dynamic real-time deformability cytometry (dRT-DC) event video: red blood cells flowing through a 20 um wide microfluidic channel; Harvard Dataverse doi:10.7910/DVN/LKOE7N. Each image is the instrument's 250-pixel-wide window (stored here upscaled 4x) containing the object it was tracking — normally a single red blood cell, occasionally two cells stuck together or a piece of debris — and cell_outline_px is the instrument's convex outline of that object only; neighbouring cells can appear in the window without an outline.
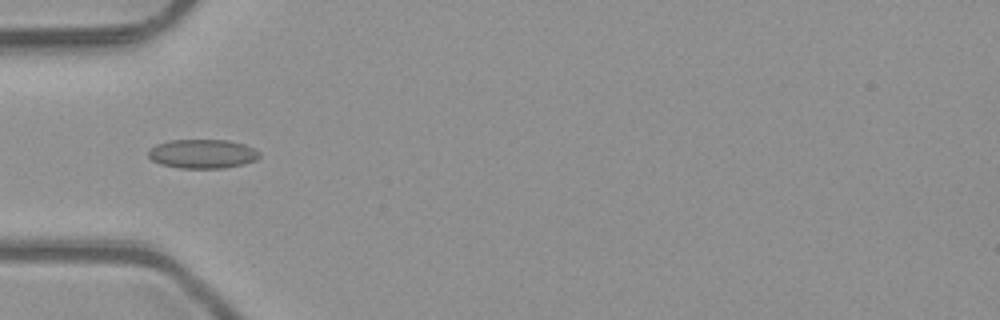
{"species": "common noctule bat (a hibernating species)", "species_latin": "Nyctalus noctula", "temperature_condition": "room temperature", "stored_images_in_passage": 4, "camera_frame_rate_fps": 3000, "um_per_image_px": 0.085, "animal": {"sex": "male", "body_mass_g": 23.1, "forearm_length_mm": 52.7}, "frame": {"image": 1, "passage_image": 3, "time_ms": 0.667, "image_size_px": [1000, 320], "cell_outline_px": [[260, 156], [256, 160], [244, 164], [224, 168], [180, 168], [160, 164], [152, 160], [148, 156], [148, 152], [156, 144], [172, 140], [228, 140], [244, 144], [260, 152]], "centroid_in_image_um": [17.22, 13.08], "position_along_channel_um": 67.8, "area_um2": 18.79}}
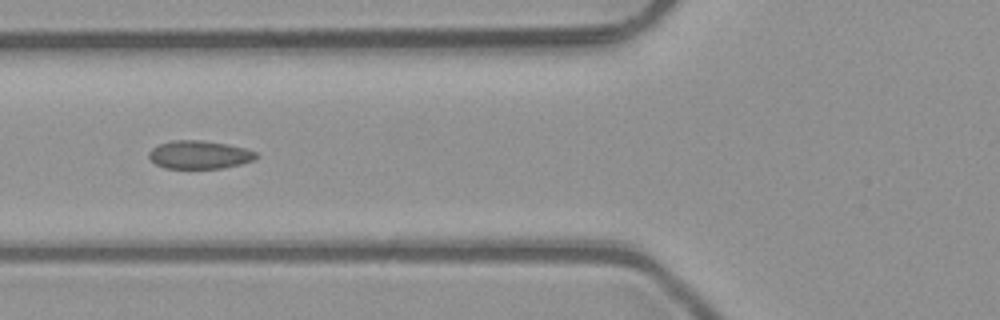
{"frame": {"image": 2, "passage_image": 4, "time_ms": 1.0, "image_size_px": [1000, 320], "cell_outline_px": [[256, 156], [252, 160], [240, 164], [224, 168], [164, 168], [156, 164], [148, 156], [148, 152], [152, 148], [160, 144], [172, 140], [204, 140], [228, 144], [244, 148], [256, 152]], "centroid_in_image_um": [16.92, 13.14], "position_along_channel_um": 108.9, "area_um2": 17.51}}